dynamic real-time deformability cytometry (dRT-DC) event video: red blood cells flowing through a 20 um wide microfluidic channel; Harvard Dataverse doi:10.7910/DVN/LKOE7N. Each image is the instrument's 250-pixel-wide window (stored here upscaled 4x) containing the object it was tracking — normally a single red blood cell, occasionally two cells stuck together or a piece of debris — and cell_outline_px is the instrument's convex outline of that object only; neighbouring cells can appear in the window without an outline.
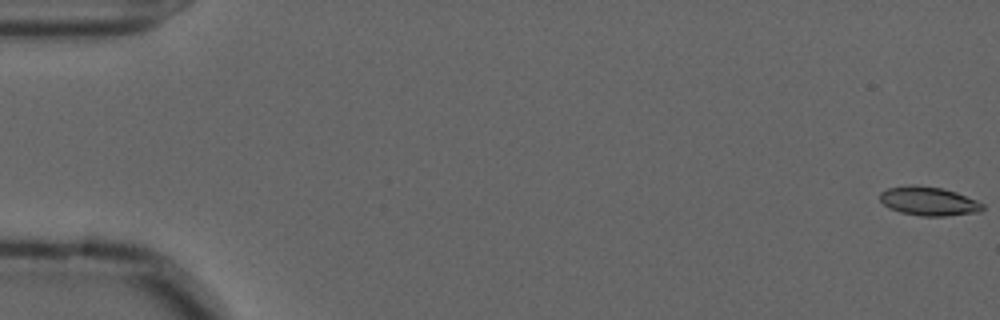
{"species": "common noctule bat (a hibernating species)", "species_latin": "Nyctalus noctula", "temperature_condition": "cold", "stored_images_in_passage": 57, "camera_frame_rate_fps": 3000, "um_per_image_px": 0.085, "animal": {"sex": "male", "forearm_length_mm": 52.5}, "frame": {"image": 1, "passage_image": 1, "time_ms": 0.0, "image_size_px": [1000, 320], "cell_outline_px": [[984, 208], [980, 212], [944, 216], [920, 216], [900, 212], [888, 208], [880, 200], [880, 192], [888, 188], [912, 184], [916, 184], [944, 188], [956, 192], [976, 200], [984, 204]], "centroid_in_image_um": [78.93, 17.09], "position_along_channel_um": 6.1, "area_um2": 17.46}}
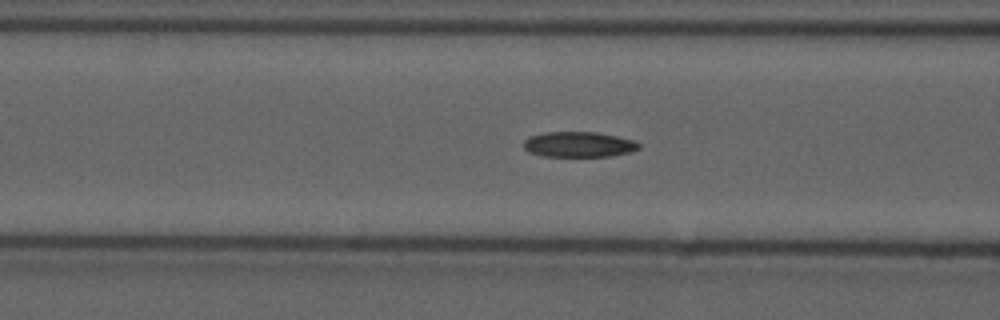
{"frame": {"image": 2, "passage_image": 23, "time_ms": 7.333, "image_size_px": [1000, 320], "cell_outline_px": [[640, 148], [632, 152], [608, 156], [544, 156], [528, 152], [524, 148], [524, 140], [528, 136], [544, 132], [596, 132], [616, 136], [632, 140], [640, 144]], "centroid_in_image_um": [49.17, 12.27], "position_along_channel_um": 117.4, "area_um2": 17.05}}
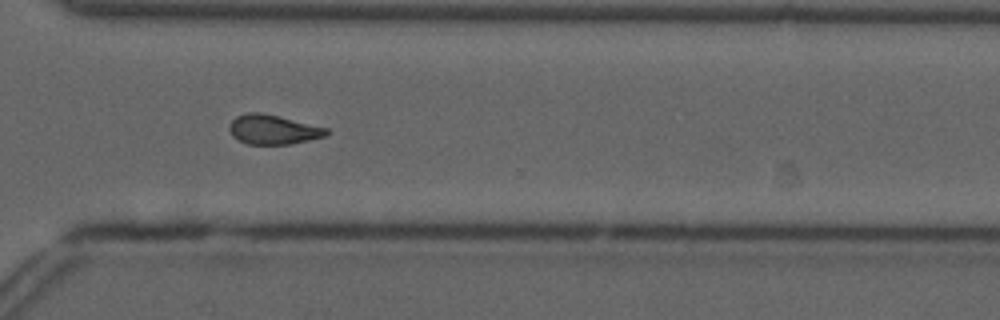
{"frame": {"image": 3, "passage_image": 42, "time_ms": 13.667, "image_size_px": [1000, 320], "cell_outline_px": [[328, 132], [324, 136], [308, 140], [288, 144], [248, 144], [232, 136], [228, 128], [228, 124], [236, 116], [248, 112], [260, 112], [328, 128]], "centroid_in_image_um": [23.16, 11.0], "position_along_channel_um": 347.4, "area_um2": 16.47}, "authors_computed_cell_mechanics": {"area_um2": 17.051, "velocity_mm_per_s": 3.626, "shape_relaxation_time_tau1_ms": null, "shape_relaxation_time_tau2_ms": 4.2381, "deformation_change_tau1": null, "deformation_change_tau2": 0.1099}}